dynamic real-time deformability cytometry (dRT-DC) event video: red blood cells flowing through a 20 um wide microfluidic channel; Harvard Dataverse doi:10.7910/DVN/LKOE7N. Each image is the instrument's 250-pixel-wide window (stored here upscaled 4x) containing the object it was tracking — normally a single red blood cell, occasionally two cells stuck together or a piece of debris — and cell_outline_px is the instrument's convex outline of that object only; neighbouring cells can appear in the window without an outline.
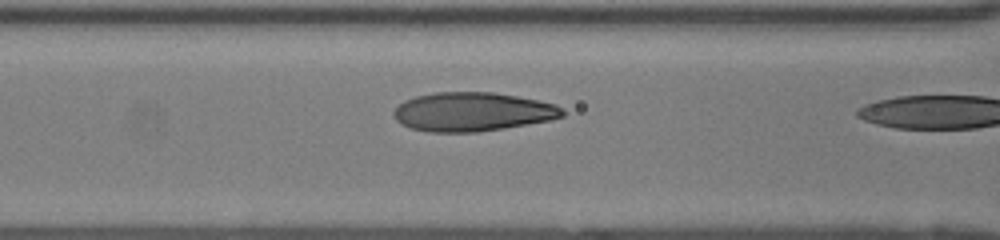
{"species": "human", "species_latin": "Homo sapiens", "temperature_condition": "room temperature", "stored_images_in_passage": 17, "camera_frame_rate_fps": 3000, "um_per_image_px": 0.085, "donor": {"sex": "female"}, "frame": {"image": 1, "passage_image": 16, "time_ms": 5.0, "image_size_px": [1000, 240], "cell_outline_px": [[564, 116], [548, 120], [504, 128], [476, 132], [428, 132], [408, 128], [400, 124], [396, 120], [392, 112], [404, 100], [416, 96], [436, 92], [492, 92], [516, 96], [556, 104], [564, 112]], "centroid_in_image_um": [40.1, 9.51], "position_along_channel_um": 126.5, "area_um2": 38.15}}